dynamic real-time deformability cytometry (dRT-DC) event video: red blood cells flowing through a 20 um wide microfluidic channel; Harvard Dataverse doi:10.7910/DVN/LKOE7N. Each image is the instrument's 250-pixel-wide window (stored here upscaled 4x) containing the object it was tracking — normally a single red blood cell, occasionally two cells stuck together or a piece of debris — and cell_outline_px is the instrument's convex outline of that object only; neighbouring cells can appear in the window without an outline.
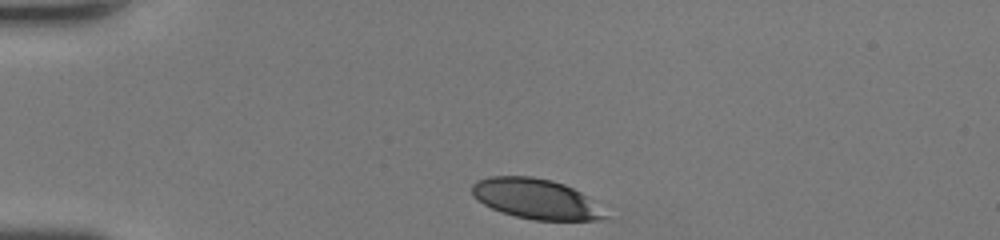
{"species": "human", "species_latin": "Homo sapiens", "temperature_condition": "room temperature", "stored_images_in_passage": 31, "camera_frame_rate_fps": 3000, "um_per_image_px": 0.085, "donor": {"sex": "female"}, "frame": {"image": 1, "passage_image": 1, "time_ms": 0.0, "image_size_px": [1000, 240], "cell_outline_px": [[608, 216], [600, 220], [532, 220], [500, 212], [476, 200], [472, 196], [472, 184], [476, 180], [488, 176], [532, 176], [552, 180], [564, 184], [588, 196]], "centroid_in_image_um": [45.5, 16.89], "position_along_channel_um": 39.5, "area_um2": 31.21}}
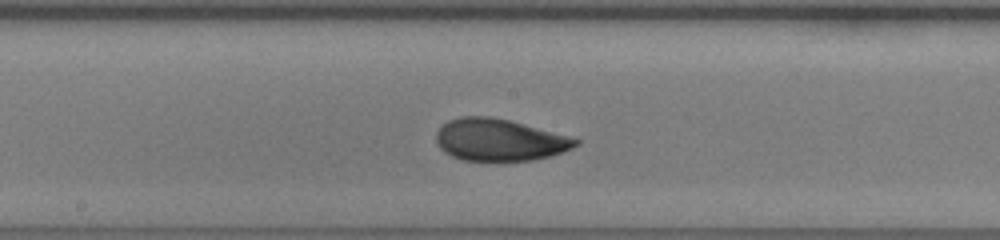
{"frame": {"image": 2, "passage_image": 16, "time_ms": 5.0, "image_size_px": [1000, 240], "cell_outline_px": [[580, 144], [572, 148], [548, 156], [532, 160], [460, 160], [444, 152], [436, 144], [436, 132], [448, 120], [460, 116], [488, 116], [508, 120], [568, 136], [580, 140]], "centroid_in_image_um": [42.4, 11.89], "position_along_channel_um": 205.8, "area_um2": 33.76}}
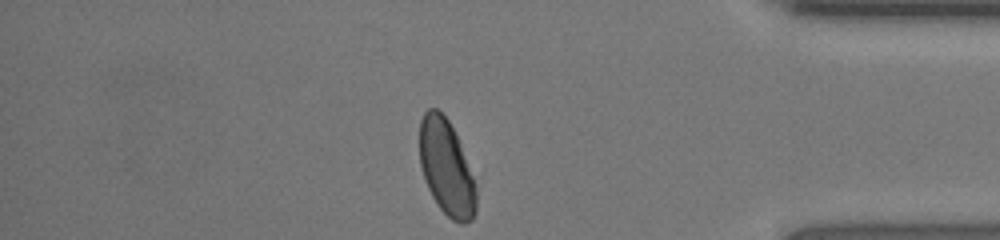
{"frame": {"image": 3, "passage_image": 31, "time_ms": 10.0, "image_size_px": [1000, 240], "cell_outline_px": [[476, 212], [472, 220], [464, 224], [460, 224], [452, 220], [440, 208], [432, 196], [428, 188], [420, 164], [420, 120], [424, 112], [428, 108], [436, 108], [448, 120], [460, 144], [472, 176], [476, 188]], "centroid_in_image_um": [37.94, 14.28], "position_along_channel_um": 397.3, "area_um2": 31.1}, "authors_computed_cell_mechanics": {"area_um2": 34.2176, "velocity_mm_per_s": 4.3247, "shape_relaxation_time_tau1_ms": 3.3863, "shape_relaxation_time_tau2_ms": 0.9321, "deformation_change_tau1": 0.1436, "deformation_change_tau2": 0.0536}}